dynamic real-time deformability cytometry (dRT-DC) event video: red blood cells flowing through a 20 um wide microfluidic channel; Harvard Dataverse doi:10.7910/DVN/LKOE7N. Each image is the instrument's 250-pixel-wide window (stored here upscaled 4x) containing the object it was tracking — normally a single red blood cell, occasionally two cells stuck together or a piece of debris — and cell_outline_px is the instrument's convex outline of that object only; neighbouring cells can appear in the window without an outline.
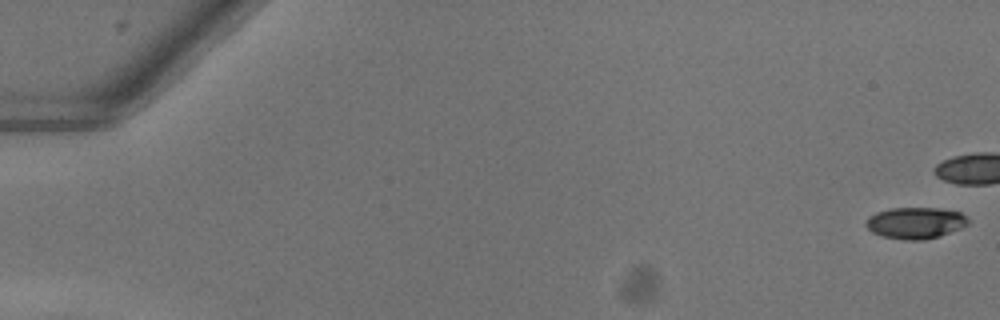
{"species": "common noctule bat (a hibernating species)", "species_latin": "Nyctalus noctula", "temperature_condition": "warm", "stored_images_in_passage": 24, "camera_frame_rate_fps": 3000, "um_per_image_px": 0.085, "animal": {"sex": "female"}, "frame": {"image": 1, "passage_image": 1, "time_ms": 0.0, "image_size_px": [1000, 320], "cell_outline_px": [[968, 224], [960, 228], [940, 236], [924, 240], [904, 240], [880, 236], [872, 232], [864, 224], [868, 216], [876, 212], [892, 208], [940, 208], [960, 212], [968, 220]], "centroid_in_image_um": [77.77, 18.95], "position_along_channel_um": 7.2, "area_um2": 18.79}}